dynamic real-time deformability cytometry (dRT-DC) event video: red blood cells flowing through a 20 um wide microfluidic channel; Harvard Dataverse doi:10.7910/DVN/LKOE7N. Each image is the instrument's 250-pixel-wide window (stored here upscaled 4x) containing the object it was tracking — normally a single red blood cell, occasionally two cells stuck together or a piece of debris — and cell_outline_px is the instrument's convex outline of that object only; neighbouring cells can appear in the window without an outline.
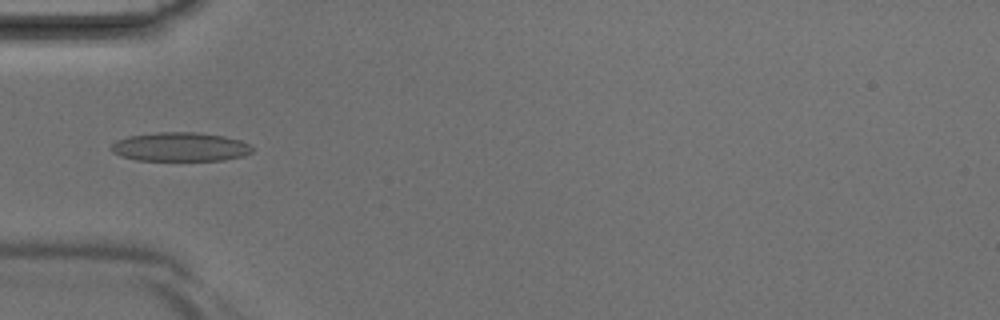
{"species": "Egyptian fruit bat (a non-hibernating species)", "species_latin": "Rousettus aegyptiacus", "temperature_condition": "room temperature", "stored_images_in_passage": 32, "camera_frame_rate_fps": 3000, "um_per_image_px": 0.085, "animal": {"sex": "male"}, "frame": {"image": 1, "passage_image": 4, "time_ms": 1.0, "image_size_px": [1000, 320], "cell_outline_px": [[252, 152], [244, 156], [224, 160], [136, 160], [120, 156], [112, 152], [108, 148], [116, 140], [128, 136], [156, 132], [196, 132], [224, 136], [240, 140], [248, 144], [252, 148]], "centroid_in_image_um": [15.28, 12.48], "position_along_channel_um": 69.7, "area_um2": 23.93}}
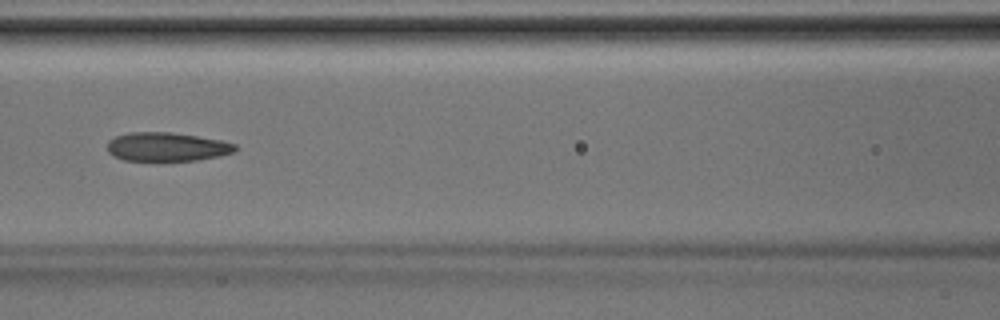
{"frame": {"image": 2, "passage_image": 9, "time_ms": 2.667, "image_size_px": [1000, 320], "cell_outline_px": [[236, 152], [220, 156], [196, 160], [124, 160], [112, 156], [108, 152], [108, 140], [116, 136], [128, 132], [172, 132], [220, 140], [236, 144]], "centroid_in_image_um": [14.17, 12.47], "position_along_channel_um": 152.4, "area_um2": 21.44}}
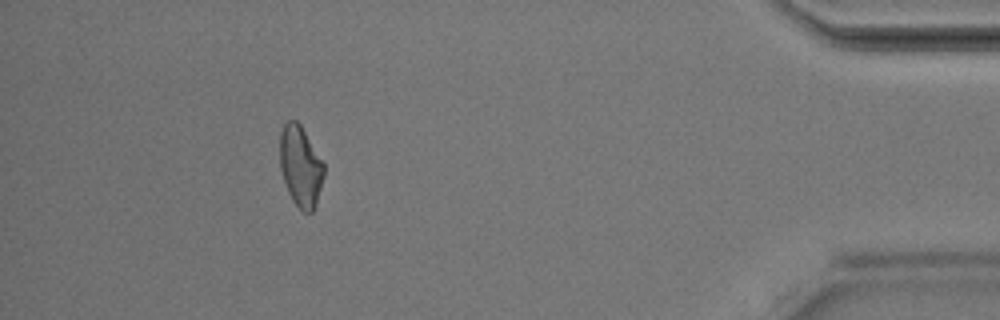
{"frame": {"image": 3, "passage_image": 28, "time_ms": 9.0, "image_size_px": [1000, 320], "cell_outline_px": [[324, 176], [316, 204], [312, 212], [304, 212], [292, 200], [288, 192], [280, 168], [280, 132], [284, 124], [288, 120], [296, 120], [300, 124], [324, 164]], "centroid_in_image_um": [25.54, 14.13], "position_along_channel_um": 409.7, "area_um2": 20.52}}